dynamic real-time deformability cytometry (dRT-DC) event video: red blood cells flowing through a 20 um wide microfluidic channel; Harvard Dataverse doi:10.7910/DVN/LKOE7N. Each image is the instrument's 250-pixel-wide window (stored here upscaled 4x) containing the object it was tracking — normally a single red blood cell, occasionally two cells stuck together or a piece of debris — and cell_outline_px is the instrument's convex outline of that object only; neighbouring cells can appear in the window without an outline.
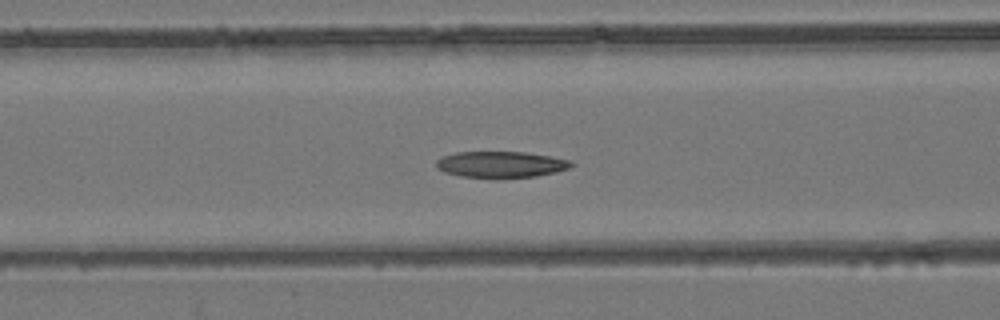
{"species": "common noctule bat (a hibernating species)", "species_latin": "Nyctalus noctula", "temperature_condition": "room temperature", "stored_images_in_passage": 50, "camera_frame_rate_fps": 3000, "um_per_image_px": 0.085, "animal": {"sex": "female", "body_mass_g": 24.6, "forearm_length_mm": 56.2}, "frame": {"image": 1, "passage_image": 18, "time_ms": 5.667, "image_size_px": [1000, 320], "cell_outline_px": [[576, 164], [568, 168], [556, 172], [536, 176], [460, 176], [444, 172], [436, 168], [436, 160], [444, 156], [456, 152], [524, 152], [572, 160]], "centroid_in_image_um": [42.59, 13.95], "position_along_channel_um": 124.0, "area_um2": 20.11}}
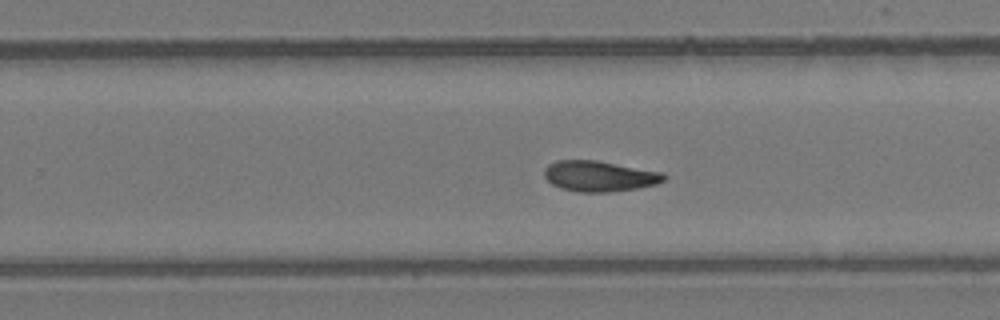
{"frame": {"image": 2, "passage_image": 30, "time_ms": 9.667, "image_size_px": [1000, 320], "cell_outline_px": [[668, 176], [664, 180], [656, 184], [636, 188], [612, 192], [576, 192], [560, 188], [552, 184], [544, 176], [544, 168], [548, 164], [556, 160], [596, 160], [660, 172]], "centroid_in_image_um": [50.9, 14.97], "position_along_channel_um": 278.9, "area_um2": 21.33}}
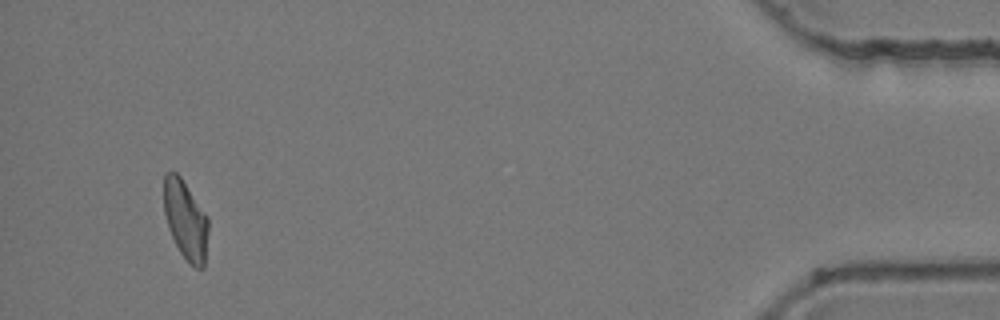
{"frame": {"image": 3, "passage_image": 47, "time_ms": 15.333, "image_size_px": [1000, 320], "cell_outline_px": [[208, 232], [204, 268], [196, 268], [180, 252], [168, 228], [164, 212], [164, 172], [176, 172], [180, 176], [208, 216]], "centroid_in_image_um": [15.78, 18.67], "position_along_channel_um": 419.4, "area_um2": 20.35}, "authors_computed_cell_mechanics": {"area_um2": 21.2704, "velocity_mm_per_s": 3.8802, "shape_relaxation_time_tau1_ms": null, "shape_relaxation_time_tau2_ms": 6.5515, "deformation_change_tau1": null, "deformation_change_tau2": 0.1436}}